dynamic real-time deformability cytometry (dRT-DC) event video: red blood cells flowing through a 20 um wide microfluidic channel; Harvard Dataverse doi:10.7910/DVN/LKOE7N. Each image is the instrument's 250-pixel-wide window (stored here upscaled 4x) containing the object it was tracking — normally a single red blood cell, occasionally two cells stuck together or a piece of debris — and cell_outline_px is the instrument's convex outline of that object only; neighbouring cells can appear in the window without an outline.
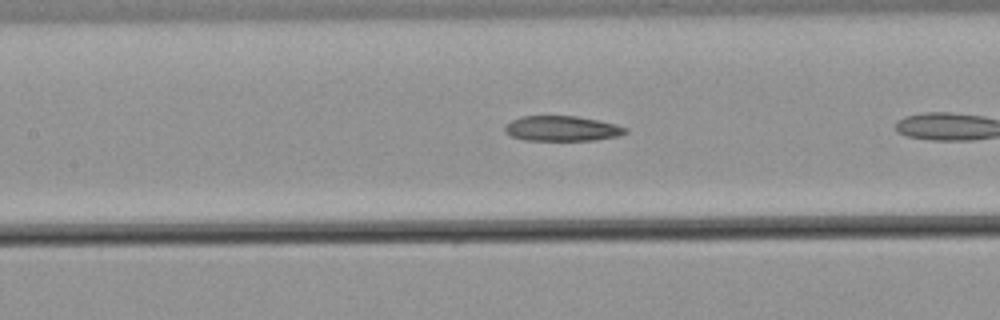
{"species": "common noctule bat (a hibernating species)", "species_latin": "Nyctalus noctula", "temperature_condition": "warm", "stored_images_in_passage": 25, "camera_frame_rate_fps": 3000, "um_per_image_px": 0.085, "animal": {"sex": "male", "body_mass_g": 21.5, "forearm_length_mm": 52.0}, "frame": {"image": 1, "passage_image": 8, "time_ms": 2.333, "image_size_px": [1000, 320], "cell_outline_px": [[628, 132], [620, 136], [596, 140], [524, 140], [512, 136], [504, 132], [504, 128], [512, 120], [520, 116], [576, 116], [616, 124], [628, 128]], "centroid_in_image_um": [47.8, 10.93], "position_along_channel_um": 159.6, "area_um2": 17.69}}